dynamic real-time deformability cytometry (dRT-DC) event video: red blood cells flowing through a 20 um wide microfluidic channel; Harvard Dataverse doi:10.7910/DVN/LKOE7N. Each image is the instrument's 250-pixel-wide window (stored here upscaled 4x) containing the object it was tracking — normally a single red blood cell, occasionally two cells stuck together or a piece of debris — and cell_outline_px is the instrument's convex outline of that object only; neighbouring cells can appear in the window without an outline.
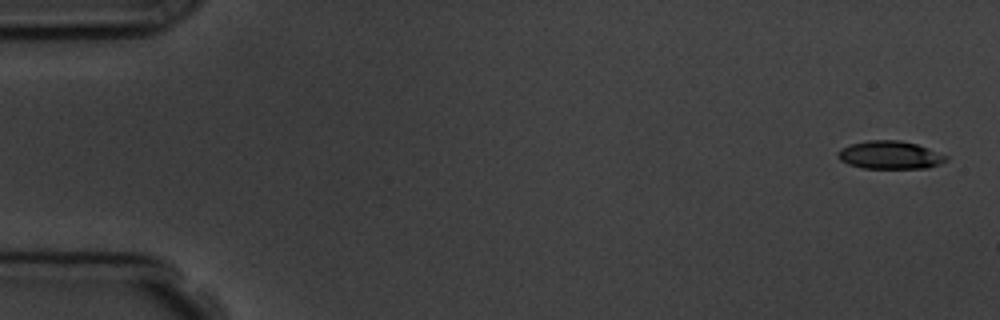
{"species": "common noctule bat (a hibernating species)", "species_latin": "Nyctalus noctula", "temperature_condition": "room temperature", "stored_images_in_passage": 5, "camera_frame_rate_fps": 3000, "um_per_image_px": 0.085, "animal": {"sex": "male", "body_mass_g": 19.5, "forearm_length_mm": 54.6}, "frame": {"image": 1, "passage_image": 1, "time_ms": 0.0, "image_size_px": [1000, 320], "cell_outline_px": [[948, 160], [940, 164], [928, 168], [864, 168], [848, 164], [840, 160], [836, 156], [836, 152], [840, 148], [848, 144], [868, 140], [900, 140], [916, 144], [948, 156]], "centroid_in_image_um": [75.6, 13.17], "position_along_channel_um": 9.4, "area_um2": 17.8}}
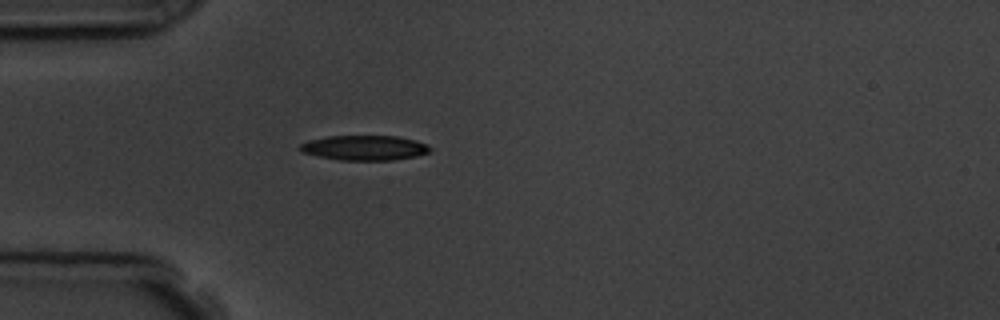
{"frame": {"image": 2, "passage_image": 5, "time_ms": 4.667, "image_size_px": [1000, 320], "cell_outline_px": [[432, 148], [428, 152], [416, 156], [392, 160], [340, 160], [300, 152], [300, 144], [308, 140], [328, 136], [396, 136], [416, 140], [428, 144]], "centroid_in_image_um": [30.99, 12.56], "position_along_channel_um": 54.0, "area_um2": 18.84}}